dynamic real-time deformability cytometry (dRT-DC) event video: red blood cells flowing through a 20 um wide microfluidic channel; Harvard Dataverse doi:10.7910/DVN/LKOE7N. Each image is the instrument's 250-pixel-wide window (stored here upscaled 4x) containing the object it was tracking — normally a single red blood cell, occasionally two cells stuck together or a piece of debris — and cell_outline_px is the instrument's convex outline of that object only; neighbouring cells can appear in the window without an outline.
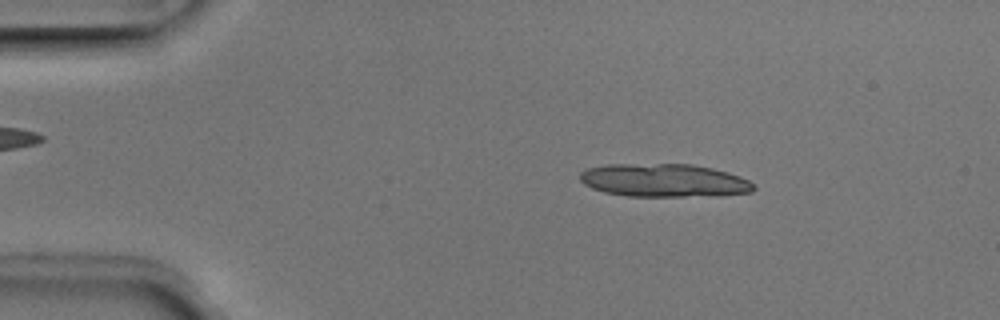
{"species": "Egyptian fruit bat (a non-hibernating species)", "species_latin": "Rousettus aegyptiacus", "temperature_condition": "room temperature", "stored_images_in_passage": 34, "segment_of_instrument_passage": [1, 2], "camera_frame_rate_fps": 3000, "um_per_image_px": 0.085, "animal": {"sex": "male"}, "frame": {"image": 1, "passage_image": 7, "time_ms": 2.0, "image_size_px": [1000, 320], "cell_outline_px": [[756, 188], [752, 192], [720, 196], [628, 196], [604, 192], [592, 188], [584, 184], [580, 180], [580, 172], [588, 168], [604, 164], [692, 164], [712, 168], [728, 172], [740, 176], [748, 180]], "centroid_in_image_um": [56.46, 15.33], "position_along_channel_um": 28.5, "area_um2": 33.81}}